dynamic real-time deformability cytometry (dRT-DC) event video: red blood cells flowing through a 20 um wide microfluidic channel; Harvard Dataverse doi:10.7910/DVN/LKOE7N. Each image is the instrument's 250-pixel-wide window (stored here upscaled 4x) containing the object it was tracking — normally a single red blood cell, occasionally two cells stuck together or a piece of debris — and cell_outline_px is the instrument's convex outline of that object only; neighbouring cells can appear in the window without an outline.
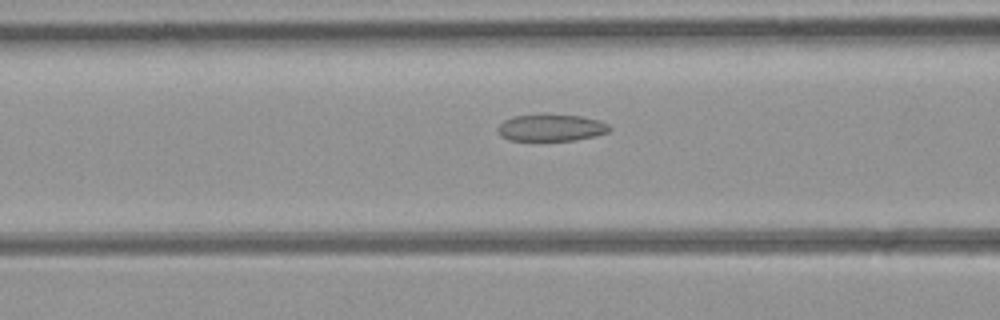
{"species": "common noctule bat (a hibernating species)", "species_latin": "Nyctalus noctula", "temperature_condition": "room temperature", "stored_images_in_passage": 25, "camera_frame_rate_fps": 3000, "um_per_image_px": 0.085, "animal": {"sex": "female", "body_mass_g": 21.9}, "frame": {"image": 1, "passage_image": 4, "time_ms": 1.0, "image_size_px": [1000, 320], "cell_outline_px": [[612, 128], [608, 132], [596, 136], [576, 140], [508, 140], [500, 136], [496, 128], [504, 120], [512, 116], [544, 112], [580, 116], [600, 120], [608, 124]], "centroid_in_image_um": [46.83, 10.82], "position_along_channel_um": 119.8, "area_um2": 18.15}}
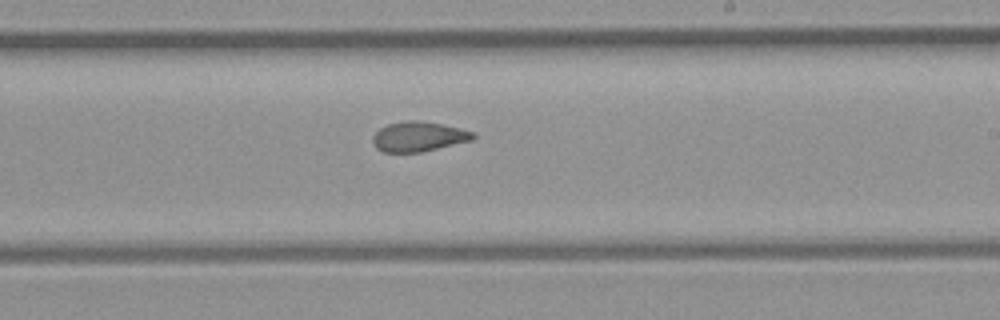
{"frame": {"image": 2, "passage_image": 14, "time_ms": 4.333, "image_size_px": [1000, 320], "cell_outline_px": [[476, 136], [472, 140], [420, 152], [384, 152], [376, 148], [372, 144], [372, 136], [380, 128], [388, 124], [404, 120], [420, 120], [444, 124], [476, 132]], "centroid_in_image_um": [35.58, 11.59], "position_along_channel_um": 253.4, "area_um2": 17.63}}
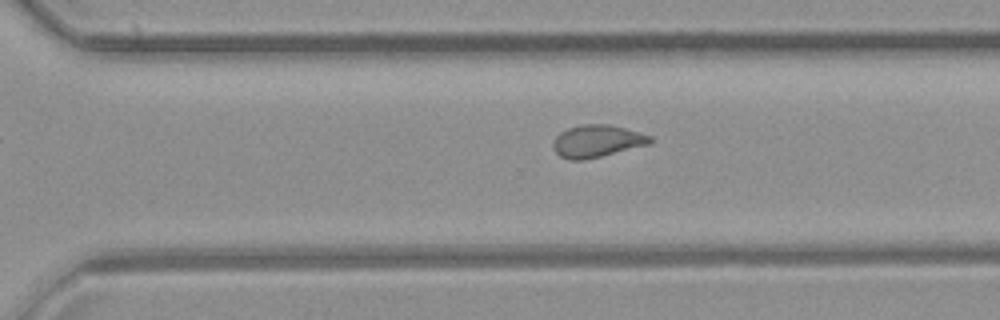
{"frame": {"image": 3, "passage_image": 19, "time_ms": 6.0, "image_size_px": [1000, 320], "cell_outline_px": [[652, 140], [648, 144], [584, 160], [568, 160], [560, 156], [552, 148], [552, 144], [556, 136], [560, 132], [568, 128], [580, 124], [608, 124], [624, 128], [652, 136]], "centroid_in_image_um": [50.69, 11.99], "position_along_channel_um": 319.9, "area_um2": 18.09}}